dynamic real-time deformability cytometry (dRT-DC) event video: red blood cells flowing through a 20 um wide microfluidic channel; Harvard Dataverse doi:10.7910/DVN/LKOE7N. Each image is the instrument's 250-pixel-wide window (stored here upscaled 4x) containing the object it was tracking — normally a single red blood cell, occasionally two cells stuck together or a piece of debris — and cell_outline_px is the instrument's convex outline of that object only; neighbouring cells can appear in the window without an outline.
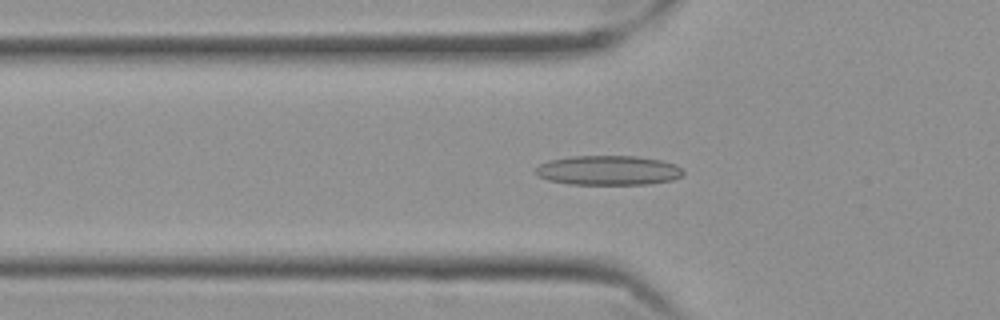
{"species": "Egyptian fruit bat (a non-hibernating species)", "species_latin": "Rousettus aegyptiacus", "temperature_condition": "cold", "stored_images_in_passage": 40, "camera_frame_rate_fps": 3000, "um_per_image_px": 0.085, "frame": {"image": 1, "passage_image": 2, "time_ms": 0.333, "image_size_px": [1000, 320], "cell_outline_px": [[684, 172], [680, 176], [672, 180], [648, 184], [568, 184], [548, 180], [536, 176], [536, 168], [540, 164], [548, 160], [572, 156], [636, 156], [660, 160], [676, 164]], "centroid_in_image_um": [51.67, 14.48], "position_along_channel_um": 74.1, "area_um2": 25.43}}
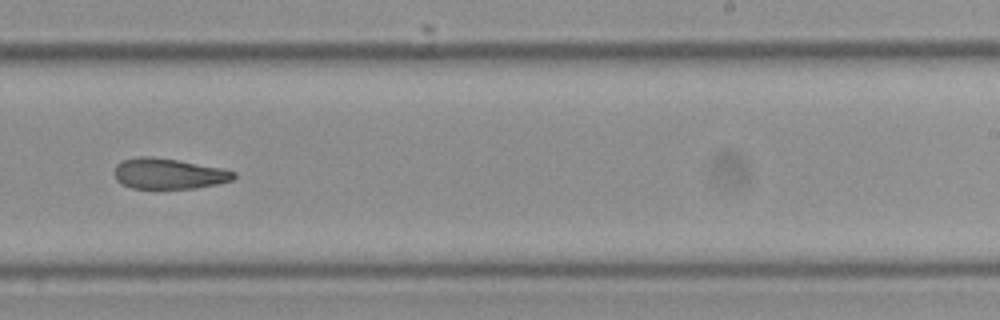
{"frame": {"image": 2, "passage_image": 19, "time_ms": 6.0, "image_size_px": [1000, 320], "cell_outline_px": [[236, 176], [232, 180], [216, 184], [196, 188], [132, 188], [116, 180], [112, 172], [116, 164], [124, 160], [136, 156], [152, 156], [224, 168], [236, 172]], "centroid_in_image_um": [14.32, 14.75], "position_along_channel_um": 274.7, "area_um2": 21.39}}
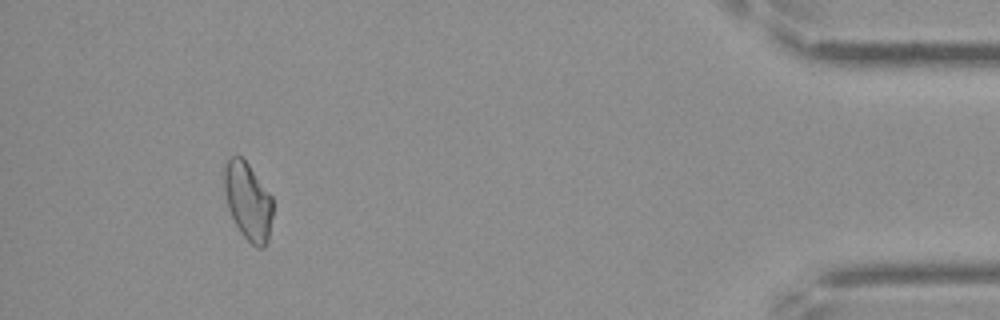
{"frame": {"image": 3, "passage_image": 36, "time_ms": 11.667, "image_size_px": [1000, 320], "cell_outline_px": [[272, 216], [268, 240], [264, 248], [260, 248], [252, 244], [240, 232], [228, 208], [224, 188], [224, 168], [228, 160], [232, 156], [240, 156], [248, 164], [272, 196]], "centroid_in_image_um": [21.08, 17.11], "position_along_channel_um": 414.1, "area_um2": 21.68}, "authors_computed_cell_mechanics": {"area_um2": 22.3108, "velocity_mm_per_s": 3.5215, "shape_relaxation_time_tau1_ms": null, "shape_relaxation_time_tau2_ms": 4.7884, "deformation_change_tau1": null, "deformation_change_tau2": 0.118}}